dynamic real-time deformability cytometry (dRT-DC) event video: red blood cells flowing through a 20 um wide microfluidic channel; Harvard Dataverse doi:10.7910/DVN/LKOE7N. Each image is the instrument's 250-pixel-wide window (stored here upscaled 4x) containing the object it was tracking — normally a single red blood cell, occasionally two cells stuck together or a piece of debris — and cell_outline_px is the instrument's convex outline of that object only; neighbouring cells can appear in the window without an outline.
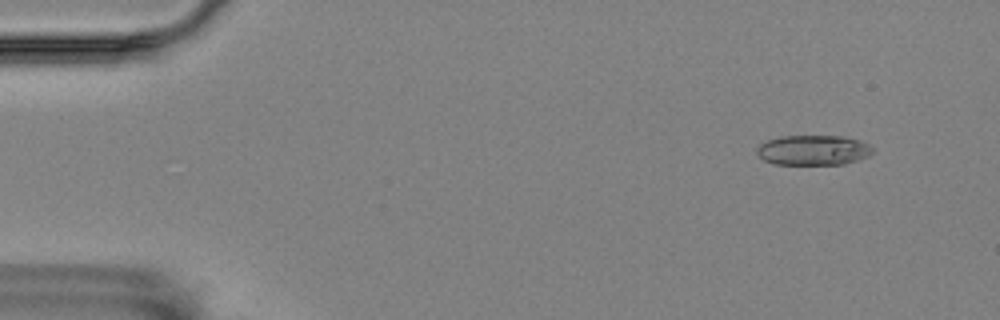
{"species": "Egyptian fruit bat (a non-hibernating species)", "species_latin": "Rousettus aegyptiacus", "temperature_condition": "room temperature", "stored_images_in_passage": 3, "camera_frame_rate_fps": 3000, "um_per_image_px": 0.085, "animal": {"sex": "female"}, "frame": {"image": 1, "passage_image": 1, "time_ms": 0.0, "image_size_px": [1000, 320], "cell_outline_px": [[872, 152], [868, 156], [844, 164], [772, 164], [764, 160], [756, 152], [756, 148], [760, 144], [768, 140], [780, 136], [844, 136], [860, 140], [868, 144], [872, 148]], "centroid_in_image_um": [69.11, 12.76], "position_along_channel_um": 15.9, "area_um2": 20.23}}